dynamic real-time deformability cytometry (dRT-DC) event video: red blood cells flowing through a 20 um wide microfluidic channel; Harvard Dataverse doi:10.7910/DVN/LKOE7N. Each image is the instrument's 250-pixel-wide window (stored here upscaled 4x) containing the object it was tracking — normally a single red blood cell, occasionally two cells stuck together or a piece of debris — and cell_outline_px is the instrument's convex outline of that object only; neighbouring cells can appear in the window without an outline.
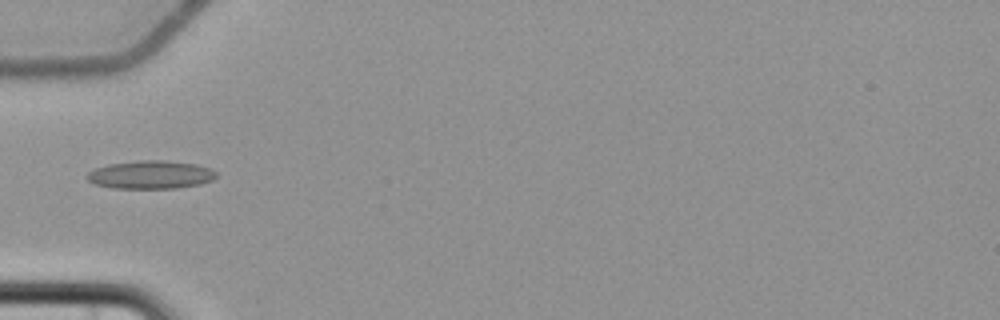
{"species": "common noctule bat (a hibernating species)", "species_latin": "Nyctalus noctula", "temperature_condition": "cold", "stored_images_in_passage": 5, "camera_frame_rate_fps": 3000, "um_per_image_px": 0.085, "animal": {"sex": "female", "body_mass_g": 22.7, "forearm_length_mm": 54.2}, "frame": {"image": 1, "passage_image": 5, "time_ms": 5.667, "image_size_px": [1000, 320], "cell_outline_px": [[216, 176], [212, 180], [200, 184], [176, 188], [112, 188], [92, 184], [84, 176], [88, 172], [96, 168], [108, 164], [140, 160], [164, 160], [196, 164], [212, 168], [216, 172]], "centroid_in_image_um": [12.78, 14.85], "position_along_channel_um": 72.2, "area_um2": 21.39}}